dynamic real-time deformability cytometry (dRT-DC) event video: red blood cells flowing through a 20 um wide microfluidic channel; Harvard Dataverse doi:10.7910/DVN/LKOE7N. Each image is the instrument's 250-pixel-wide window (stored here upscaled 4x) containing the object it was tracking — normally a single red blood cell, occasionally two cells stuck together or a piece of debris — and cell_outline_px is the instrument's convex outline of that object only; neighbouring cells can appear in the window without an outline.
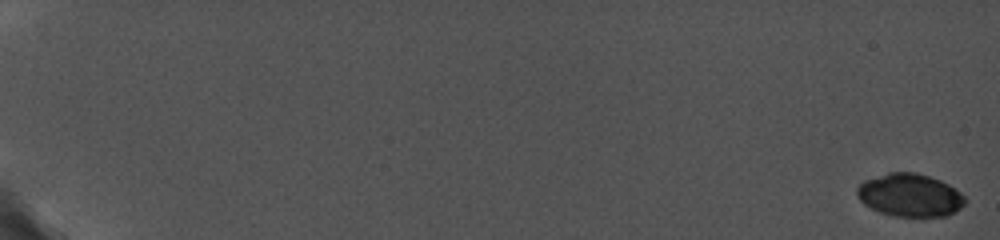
{"species": "common noctule bat (a hibernating species)", "species_latin": "Nyctalus noctula", "temperature_condition": "cold", "stored_images_in_passage": 21, "camera_frame_rate_fps": 5000, "um_per_image_px": 0.085, "animal": {"sex": "female", "body_mass_g": 19.0, "forearm_length_mm": 56.7}, "frame": {"image": 1, "passage_image": 1, "time_ms": 0.0, "image_size_px": [1000, 240], "cell_outline_px": [[968, 200], [960, 208], [948, 216], [896, 216], [880, 212], [864, 204], [856, 196], [856, 188], [864, 180], [888, 172], [916, 172], [940, 180], [956, 188]], "centroid_in_image_um": [77.34, 16.58], "position_along_channel_um": 7.7, "area_um2": 27.11}}
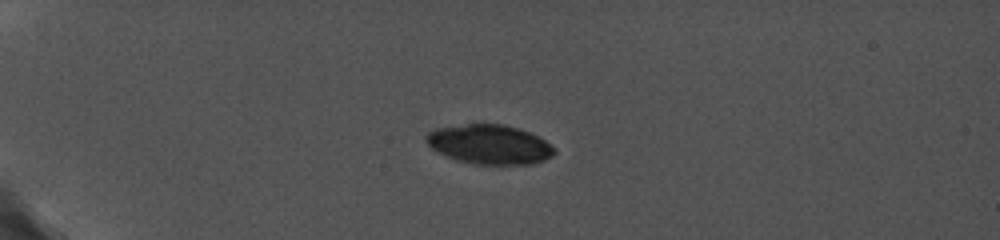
{"frame": {"image": 2, "passage_image": 15, "time_ms": 5.6, "image_size_px": [1000, 240], "cell_outline_px": [[556, 152], [552, 156], [544, 160], [532, 164], [472, 164], [456, 160], [436, 152], [424, 140], [424, 136], [428, 132], [436, 128], [480, 120], [504, 124], [520, 128], [544, 140], [556, 148]], "centroid_in_image_um": [41.56, 12.23], "position_along_channel_um": 43.4, "area_um2": 30.4}}